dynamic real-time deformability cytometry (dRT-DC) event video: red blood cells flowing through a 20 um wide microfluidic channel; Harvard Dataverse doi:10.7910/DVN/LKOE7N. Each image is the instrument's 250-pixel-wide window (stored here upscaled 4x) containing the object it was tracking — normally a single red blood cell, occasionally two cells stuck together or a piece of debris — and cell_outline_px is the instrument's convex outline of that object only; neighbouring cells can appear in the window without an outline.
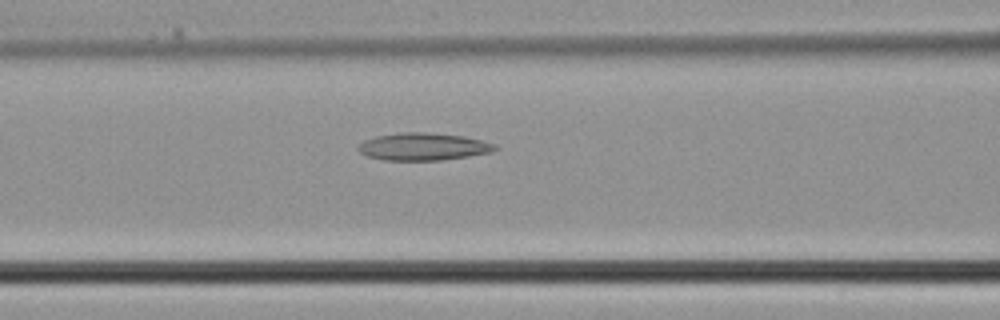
{"species": "common noctule bat (a hibernating species)", "species_latin": "Nyctalus noctula", "temperature_condition": "cold", "stored_images_in_passage": 39, "camera_frame_rate_fps": 3000, "um_per_image_px": 0.085, "animal": {"sex": "male", "body_mass_g": 21.5, "forearm_length_mm": 52.0}, "frame": {"image": 1, "passage_image": 16, "time_ms": 5.0, "image_size_px": [1000, 320], "cell_outline_px": [[500, 148], [492, 152], [468, 156], [440, 160], [384, 160], [368, 156], [360, 152], [356, 148], [364, 140], [376, 136], [400, 132], [428, 132], [464, 136], [496, 144]], "centroid_in_image_um": [35.99, 12.46], "position_along_channel_um": 130.6, "area_um2": 21.91}}
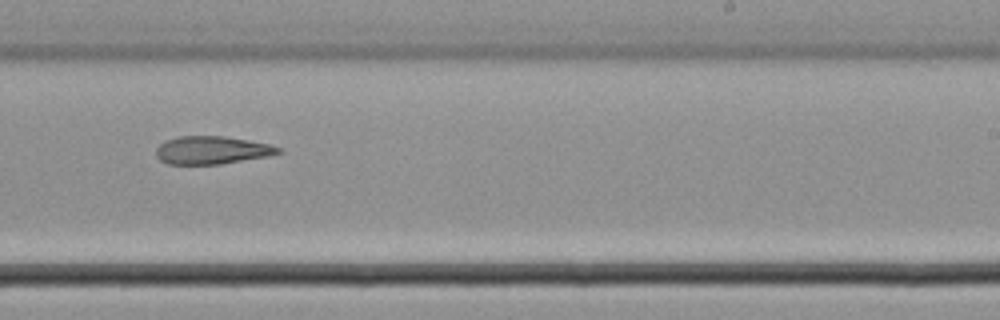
{"frame": {"image": 2, "passage_image": 24, "time_ms": 7.667, "image_size_px": [1000, 320], "cell_outline_px": [[284, 152], [268, 156], [220, 164], [168, 164], [160, 160], [156, 156], [156, 148], [164, 140], [180, 136], [224, 136], [248, 140], [268, 144], [280, 148]], "centroid_in_image_um": [17.99, 12.76], "position_along_channel_um": 271.0, "area_um2": 19.88}}
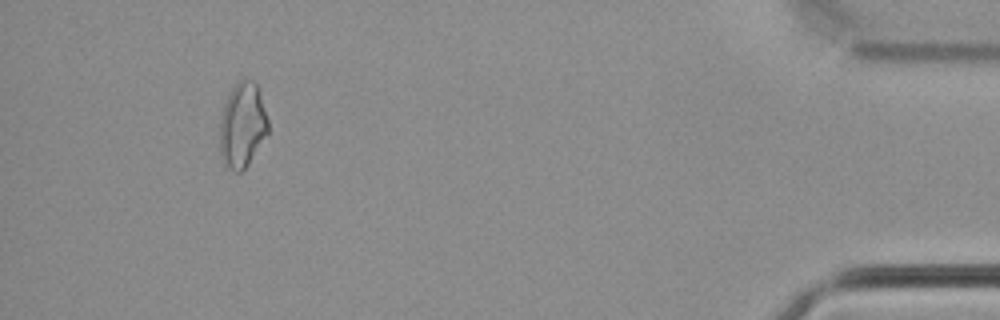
{"frame": {"image": 3, "passage_image": 36, "time_ms": 11.667, "image_size_px": [1000, 320], "cell_outline_px": [[268, 132], [248, 164], [240, 172], [232, 172], [224, 164], [220, 156], [220, 120], [224, 104], [232, 88], [240, 76], [244, 76], [252, 80], [260, 88], [268, 120]], "centroid_in_image_um": [20.6, 10.59], "position_along_channel_um": 414.6, "area_um2": 24.28}}